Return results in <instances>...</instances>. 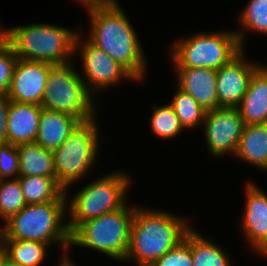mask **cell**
Wrapping results in <instances>:
<instances>
[{
    "instance_id": "6da1fadb",
    "label": "cell",
    "mask_w": 267,
    "mask_h": 266,
    "mask_svg": "<svg viewBox=\"0 0 267 266\" xmlns=\"http://www.w3.org/2000/svg\"><path fill=\"white\" fill-rule=\"evenodd\" d=\"M118 4L86 11L89 35L86 38L125 67L138 82L147 71V59L135 28Z\"/></svg>"
},
{
    "instance_id": "7a4b0ae2",
    "label": "cell",
    "mask_w": 267,
    "mask_h": 266,
    "mask_svg": "<svg viewBox=\"0 0 267 266\" xmlns=\"http://www.w3.org/2000/svg\"><path fill=\"white\" fill-rule=\"evenodd\" d=\"M188 223L187 218L163 209H142L135 205L129 249L124 262L150 266L184 239L192 228Z\"/></svg>"
},
{
    "instance_id": "3957f363",
    "label": "cell",
    "mask_w": 267,
    "mask_h": 266,
    "mask_svg": "<svg viewBox=\"0 0 267 266\" xmlns=\"http://www.w3.org/2000/svg\"><path fill=\"white\" fill-rule=\"evenodd\" d=\"M67 200L27 204L18 213L11 215L0 229V240H32L46 244H58L66 260L70 251L71 233L64 219ZM66 220V221H65ZM69 250V251H68Z\"/></svg>"
},
{
    "instance_id": "277c9868",
    "label": "cell",
    "mask_w": 267,
    "mask_h": 266,
    "mask_svg": "<svg viewBox=\"0 0 267 266\" xmlns=\"http://www.w3.org/2000/svg\"><path fill=\"white\" fill-rule=\"evenodd\" d=\"M78 33L79 30L76 32L62 25L38 22L3 28V39L20 59L61 65L75 60Z\"/></svg>"
},
{
    "instance_id": "5b68a950",
    "label": "cell",
    "mask_w": 267,
    "mask_h": 266,
    "mask_svg": "<svg viewBox=\"0 0 267 266\" xmlns=\"http://www.w3.org/2000/svg\"><path fill=\"white\" fill-rule=\"evenodd\" d=\"M131 176L125 171L107 173L67 197L68 228L72 233L82 222L122 208L128 203Z\"/></svg>"
},
{
    "instance_id": "8992f818",
    "label": "cell",
    "mask_w": 267,
    "mask_h": 266,
    "mask_svg": "<svg viewBox=\"0 0 267 266\" xmlns=\"http://www.w3.org/2000/svg\"><path fill=\"white\" fill-rule=\"evenodd\" d=\"M133 206V207H132ZM127 203L120 209L82 222L71 233L73 245L106 254L124 262L130 243V230L135 206Z\"/></svg>"
},
{
    "instance_id": "52a82bcc",
    "label": "cell",
    "mask_w": 267,
    "mask_h": 266,
    "mask_svg": "<svg viewBox=\"0 0 267 266\" xmlns=\"http://www.w3.org/2000/svg\"><path fill=\"white\" fill-rule=\"evenodd\" d=\"M96 120L95 117L80 122L60 147L53 151L56 181L67 195L71 185L88 177L99 157L101 142L98 135L101 132Z\"/></svg>"
},
{
    "instance_id": "ba28073f",
    "label": "cell",
    "mask_w": 267,
    "mask_h": 266,
    "mask_svg": "<svg viewBox=\"0 0 267 266\" xmlns=\"http://www.w3.org/2000/svg\"><path fill=\"white\" fill-rule=\"evenodd\" d=\"M74 65L71 62L54 65L50 69L41 107L71 115L84 122L97 117L96 100Z\"/></svg>"
},
{
    "instance_id": "9c48e42d",
    "label": "cell",
    "mask_w": 267,
    "mask_h": 266,
    "mask_svg": "<svg viewBox=\"0 0 267 266\" xmlns=\"http://www.w3.org/2000/svg\"><path fill=\"white\" fill-rule=\"evenodd\" d=\"M242 50L232 30L199 32L171 45L174 67L219 69Z\"/></svg>"
},
{
    "instance_id": "30bf717a",
    "label": "cell",
    "mask_w": 267,
    "mask_h": 266,
    "mask_svg": "<svg viewBox=\"0 0 267 266\" xmlns=\"http://www.w3.org/2000/svg\"><path fill=\"white\" fill-rule=\"evenodd\" d=\"M81 32L79 31L75 39L74 54H80L83 69L81 78L92 95L96 94L94 93L96 90L103 92L106 88L114 87L125 79L137 82V79L125 67L86 37L83 38Z\"/></svg>"
},
{
    "instance_id": "8fae6325",
    "label": "cell",
    "mask_w": 267,
    "mask_h": 266,
    "mask_svg": "<svg viewBox=\"0 0 267 266\" xmlns=\"http://www.w3.org/2000/svg\"><path fill=\"white\" fill-rule=\"evenodd\" d=\"M208 152L211 156L235 155L244 128L243 119L237 108L208 110L202 127Z\"/></svg>"
},
{
    "instance_id": "7c38bea8",
    "label": "cell",
    "mask_w": 267,
    "mask_h": 266,
    "mask_svg": "<svg viewBox=\"0 0 267 266\" xmlns=\"http://www.w3.org/2000/svg\"><path fill=\"white\" fill-rule=\"evenodd\" d=\"M244 52L242 49L217 69L218 108H237L248 89L251 76L262 65L248 61Z\"/></svg>"
},
{
    "instance_id": "4fadbf2b",
    "label": "cell",
    "mask_w": 267,
    "mask_h": 266,
    "mask_svg": "<svg viewBox=\"0 0 267 266\" xmlns=\"http://www.w3.org/2000/svg\"><path fill=\"white\" fill-rule=\"evenodd\" d=\"M54 64L18 58L7 96L11 101L41 106L50 69Z\"/></svg>"
},
{
    "instance_id": "5bb4252c",
    "label": "cell",
    "mask_w": 267,
    "mask_h": 266,
    "mask_svg": "<svg viewBox=\"0 0 267 266\" xmlns=\"http://www.w3.org/2000/svg\"><path fill=\"white\" fill-rule=\"evenodd\" d=\"M248 181L245 190V209L241 222L242 233L252 251L267 256V193Z\"/></svg>"
},
{
    "instance_id": "9a60e30c",
    "label": "cell",
    "mask_w": 267,
    "mask_h": 266,
    "mask_svg": "<svg viewBox=\"0 0 267 266\" xmlns=\"http://www.w3.org/2000/svg\"><path fill=\"white\" fill-rule=\"evenodd\" d=\"M173 68L176 72V85L180 89L191 95L206 111L218 108L216 69Z\"/></svg>"
},
{
    "instance_id": "2e32d148",
    "label": "cell",
    "mask_w": 267,
    "mask_h": 266,
    "mask_svg": "<svg viewBox=\"0 0 267 266\" xmlns=\"http://www.w3.org/2000/svg\"><path fill=\"white\" fill-rule=\"evenodd\" d=\"M41 112L42 107L40 105L10 101L7 142L15 146L35 142Z\"/></svg>"
},
{
    "instance_id": "e0dca14e",
    "label": "cell",
    "mask_w": 267,
    "mask_h": 266,
    "mask_svg": "<svg viewBox=\"0 0 267 266\" xmlns=\"http://www.w3.org/2000/svg\"><path fill=\"white\" fill-rule=\"evenodd\" d=\"M244 125L267 123V65L254 72L237 107Z\"/></svg>"
},
{
    "instance_id": "ac0fdd59",
    "label": "cell",
    "mask_w": 267,
    "mask_h": 266,
    "mask_svg": "<svg viewBox=\"0 0 267 266\" xmlns=\"http://www.w3.org/2000/svg\"><path fill=\"white\" fill-rule=\"evenodd\" d=\"M80 121L68 114L42 108L35 143L54 151L68 138Z\"/></svg>"
},
{
    "instance_id": "d6986e66",
    "label": "cell",
    "mask_w": 267,
    "mask_h": 266,
    "mask_svg": "<svg viewBox=\"0 0 267 266\" xmlns=\"http://www.w3.org/2000/svg\"><path fill=\"white\" fill-rule=\"evenodd\" d=\"M234 156L252 167L267 171V123L244 125Z\"/></svg>"
},
{
    "instance_id": "ffe728a7",
    "label": "cell",
    "mask_w": 267,
    "mask_h": 266,
    "mask_svg": "<svg viewBox=\"0 0 267 266\" xmlns=\"http://www.w3.org/2000/svg\"><path fill=\"white\" fill-rule=\"evenodd\" d=\"M17 151L19 177L45 176L56 180L53 151L46 150L35 142L17 145Z\"/></svg>"
},
{
    "instance_id": "44dd1931",
    "label": "cell",
    "mask_w": 267,
    "mask_h": 266,
    "mask_svg": "<svg viewBox=\"0 0 267 266\" xmlns=\"http://www.w3.org/2000/svg\"><path fill=\"white\" fill-rule=\"evenodd\" d=\"M26 204L67 200L65 190L54 178L45 176L18 177Z\"/></svg>"
},
{
    "instance_id": "7402d4cb",
    "label": "cell",
    "mask_w": 267,
    "mask_h": 266,
    "mask_svg": "<svg viewBox=\"0 0 267 266\" xmlns=\"http://www.w3.org/2000/svg\"><path fill=\"white\" fill-rule=\"evenodd\" d=\"M193 228L189 230L192 266H232L228 253L221 246L207 239Z\"/></svg>"
},
{
    "instance_id": "603a6c76",
    "label": "cell",
    "mask_w": 267,
    "mask_h": 266,
    "mask_svg": "<svg viewBox=\"0 0 267 266\" xmlns=\"http://www.w3.org/2000/svg\"><path fill=\"white\" fill-rule=\"evenodd\" d=\"M240 29L234 30L242 49L246 33L250 31L267 35V0H249L237 18Z\"/></svg>"
},
{
    "instance_id": "cb8c5ba5",
    "label": "cell",
    "mask_w": 267,
    "mask_h": 266,
    "mask_svg": "<svg viewBox=\"0 0 267 266\" xmlns=\"http://www.w3.org/2000/svg\"><path fill=\"white\" fill-rule=\"evenodd\" d=\"M8 258L22 266H40L44 261L49 244L32 240H0Z\"/></svg>"
},
{
    "instance_id": "d4e9b609",
    "label": "cell",
    "mask_w": 267,
    "mask_h": 266,
    "mask_svg": "<svg viewBox=\"0 0 267 266\" xmlns=\"http://www.w3.org/2000/svg\"><path fill=\"white\" fill-rule=\"evenodd\" d=\"M176 92L173 94L169 104L173 107L176 115L179 117L180 123L184 129H195L198 125H202L205 118L206 110L196 102V100L176 87ZM202 123V124H201Z\"/></svg>"
},
{
    "instance_id": "484cf974",
    "label": "cell",
    "mask_w": 267,
    "mask_h": 266,
    "mask_svg": "<svg viewBox=\"0 0 267 266\" xmlns=\"http://www.w3.org/2000/svg\"><path fill=\"white\" fill-rule=\"evenodd\" d=\"M153 107L150 128L155 136L163 140H171L185 131L179 117L169 103L160 106L153 105Z\"/></svg>"
},
{
    "instance_id": "4316f807",
    "label": "cell",
    "mask_w": 267,
    "mask_h": 266,
    "mask_svg": "<svg viewBox=\"0 0 267 266\" xmlns=\"http://www.w3.org/2000/svg\"><path fill=\"white\" fill-rule=\"evenodd\" d=\"M19 179L0 180V218L6 221L26 206Z\"/></svg>"
},
{
    "instance_id": "83f0119b",
    "label": "cell",
    "mask_w": 267,
    "mask_h": 266,
    "mask_svg": "<svg viewBox=\"0 0 267 266\" xmlns=\"http://www.w3.org/2000/svg\"><path fill=\"white\" fill-rule=\"evenodd\" d=\"M192 252L189 246V231L175 247L155 260L150 266H192Z\"/></svg>"
},
{
    "instance_id": "f1b7e54d",
    "label": "cell",
    "mask_w": 267,
    "mask_h": 266,
    "mask_svg": "<svg viewBox=\"0 0 267 266\" xmlns=\"http://www.w3.org/2000/svg\"><path fill=\"white\" fill-rule=\"evenodd\" d=\"M17 60L18 57L13 48L2 39L0 41V94L7 93Z\"/></svg>"
},
{
    "instance_id": "f546056e",
    "label": "cell",
    "mask_w": 267,
    "mask_h": 266,
    "mask_svg": "<svg viewBox=\"0 0 267 266\" xmlns=\"http://www.w3.org/2000/svg\"><path fill=\"white\" fill-rule=\"evenodd\" d=\"M19 177V155L17 146L8 142L0 143V180Z\"/></svg>"
},
{
    "instance_id": "4dcf8cb0",
    "label": "cell",
    "mask_w": 267,
    "mask_h": 266,
    "mask_svg": "<svg viewBox=\"0 0 267 266\" xmlns=\"http://www.w3.org/2000/svg\"><path fill=\"white\" fill-rule=\"evenodd\" d=\"M10 101L7 94H0V143L7 142L8 109Z\"/></svg>"
},
{
    "instance_id": "1f68e13d",
    "label": "cell",
    "mask_w": 267,
    "mask_h": 266,
    "mask_svg": "<svg viewBox=\"0 0 267 266\" xmlns=\"http://www.w3.org/2000/svg\"><path fill=\"white\" fill-rule=\"evenodd\" d=\"M77 1L80 5L84 6L87 11L118 4V0H76V3Z\"/></svg>"
},
{
    "instance_id": "d6a6232c",
    "label": "cell",
    "mask_w": 267,
    "mask_h": 266,
    "mask_svg": "<svg viewBox=\"0 0 267 266\" xmlns=\"http://www.w3.org/2000/svg\"><path fill=\"white\" fill-rule=\"evenodd\" d=\"M8 259V254L5 246L3 243L0 241V266H4Z\"/></svg>"
},
{
    "instance_id": "836d02e7",
    "label": "cell",
    "mask_w": 267,
    "mask_h": 266,
    "mask_svg": "<svg viewBox=\"0 0 267 266\" xmlns=\"http://www.w3.org/2000/svg\"><path fill=\"white\" fill-rule=\"evenodd\" d=\"M70 258L68 256L66 260L60 259L58 266H76Z\"/></svg>"
},
{
    "instance_id": "e575fe53",
    "label": "cell",
    "mask_w": 267,
    "mask_h": 266,
    "mask_svg": "<svg viewBox=\"0 0 267 266\" xmlns=\"http://www.w3.org/2000/svg\"><path fill=\"white\" fill-rule=\"evenodd\" d=\"M4 266H22V265L18 264L17 262H14L8 258L6 263L4 264Z\"/></svg>"
},
{
    "instance_id": "d590c367",
    "label": "cell",
    "mask_w": 267,
    "mask_h": 266,
    "mask_svg": "<svg viewBox=\"0 0 267 266\" xmlns=\"http://www.w3.org/2000/svg\"><path fill=\"white\" fill-rule=\"evenodd\" d=\"M0 36H3V27L1 25V23H0Z\"/></svg>"
}]
</instances>
